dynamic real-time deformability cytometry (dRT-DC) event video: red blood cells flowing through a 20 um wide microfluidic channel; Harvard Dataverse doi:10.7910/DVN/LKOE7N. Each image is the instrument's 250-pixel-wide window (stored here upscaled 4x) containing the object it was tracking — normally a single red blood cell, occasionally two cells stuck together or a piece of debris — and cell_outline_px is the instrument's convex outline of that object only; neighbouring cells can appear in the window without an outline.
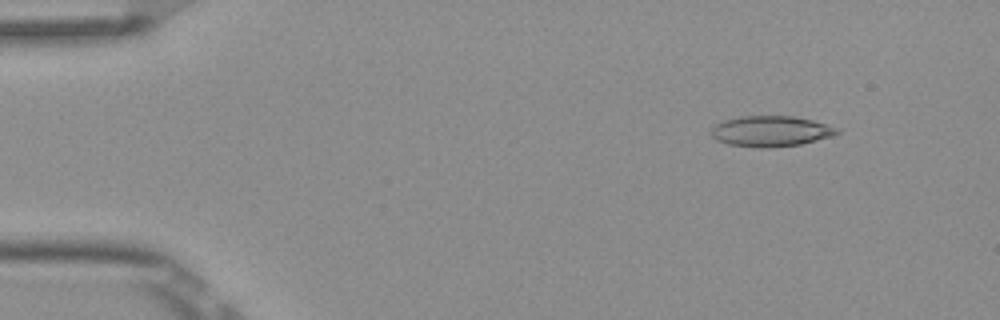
{"species": "Egyptian fruit bat (a non-hibernating species)", "species_latin": "Rousettus aegyptiacus", "temperature_condition": "room temperature", "stored_images_in_passage": 5, "camera_frame_rate_fps": 3000, "um_per_image_px": 0.085, "frame": {"image": 1, "passage_image": 1, "time_ms": 0.0, "image_size_px": [1000, 320], "cell_outline_px": [[840, 132], [832, 136], [800, 144], [772, 148], [760, 148], [728, 144], [716, 140], [712, 136], [712, 128], [716, 124], [724, 120], [740, 116], [792, 116], [812, 120], [836, 128]], "centroid_in_image_um": [65.49, 11.16], "position_along_channel_um": 19.5, "area_um2": 22.31}}
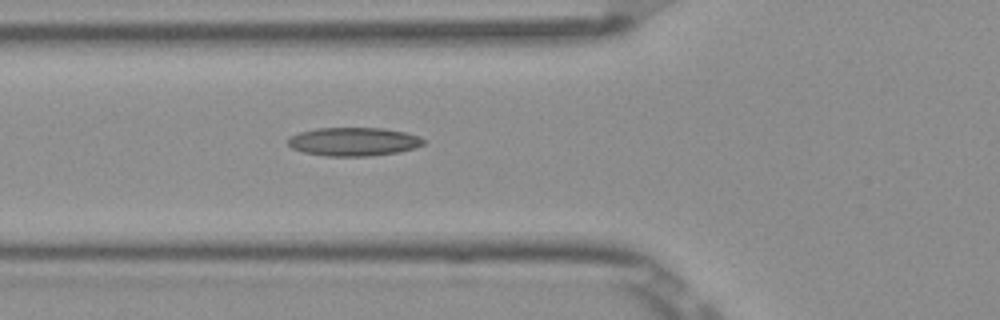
{"frame": {"image": 2, "passage_image": 5, "time_ms": 1.333, "image_size_px": [1000, 320], "cell_outline_px": [[428, 140], [424, 144], [400, 152], [368, 156], [324, 156], [304, 152], [292, 148], [288, 144], [288, 136], [300, 132], [316, 128], [384, 128], [404, 132], [420, 136]], "centroid_in_image_um": [30.07, 12.04], "position_along_channel_um": 95.7, "area_um2": 22.66}}